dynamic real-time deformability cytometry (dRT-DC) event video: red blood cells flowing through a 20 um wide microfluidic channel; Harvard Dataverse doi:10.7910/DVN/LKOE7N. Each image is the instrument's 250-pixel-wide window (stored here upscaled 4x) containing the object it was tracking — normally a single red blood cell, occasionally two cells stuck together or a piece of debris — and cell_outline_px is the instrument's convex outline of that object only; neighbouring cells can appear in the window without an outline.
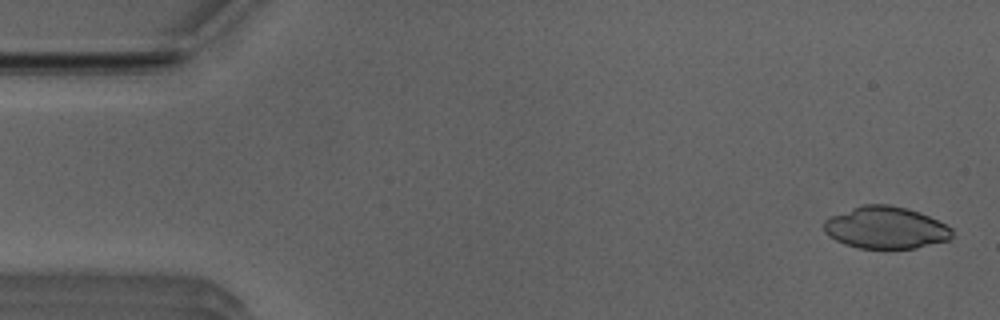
{"species": "Egyptian fruit bat (a non-hibernating species)", "species_latin": "Rousettus aegyptiacus", "temperature_condition": "room temperature", "stored_images_in_passage": 49, "camera_frame_rate_fps": 3000, "um_per_image_px": 0.085, "animal": {"sex": "male"}, "frame": {"image": 1, "passage_image": 2, "time_ms": 0.333, "image_size_px": [1000, 320], "cell_outline_px": [[952, 236], [948, 240], [916, 248], [860, 248], [844, 244], [828, 236], [824, 232], [824, 220], [832, 216], [852, 208], [864, 204], [888, 204], [920, 212], [952, 228]], "centroid_in_image_um": [75.27, 19.36], "position_along_channel_um": 9.7, "area_um2": 31.15}}